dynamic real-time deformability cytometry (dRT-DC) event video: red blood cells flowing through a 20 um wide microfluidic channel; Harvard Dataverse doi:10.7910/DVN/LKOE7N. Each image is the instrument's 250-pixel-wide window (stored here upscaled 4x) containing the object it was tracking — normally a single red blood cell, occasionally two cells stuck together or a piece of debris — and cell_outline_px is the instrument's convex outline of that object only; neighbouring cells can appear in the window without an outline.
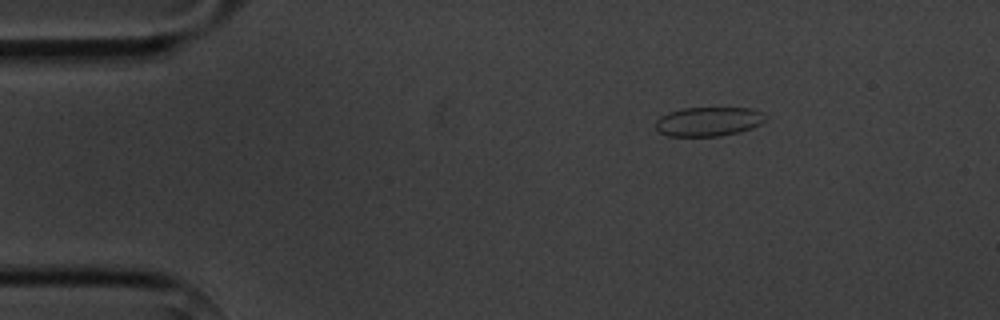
{"species": "common noctule bat (a hibernating species)", "species_latin": "Nyctalus noctula", "temperature_condition": "cold", "stored_images_in_passage": 4, "camera_frame_rate_fps": 3000, "um_per_image_px": 0.085, "animal": {"sex": "male", "body_mass_g": 20.1, "forearm_length_mm": 53.5}, "frame": {"image": 1, "passage_image": 2, "time_ms": 1.333, "image_size_px": [1000, 320], "cell_outline_px": [[768, 120], [752, 128], [740, 132], [720, 136], [668, 136], [660, 132], [656, 128], [656, 120], [660, 116], [668, 112], [684, 108], [752, 108], [764, 112], [768, 116]], "centroid_in_image_um": [60.28, 10.32], "position_along_channel_um": 24.7, "area_um2": 18.96}}